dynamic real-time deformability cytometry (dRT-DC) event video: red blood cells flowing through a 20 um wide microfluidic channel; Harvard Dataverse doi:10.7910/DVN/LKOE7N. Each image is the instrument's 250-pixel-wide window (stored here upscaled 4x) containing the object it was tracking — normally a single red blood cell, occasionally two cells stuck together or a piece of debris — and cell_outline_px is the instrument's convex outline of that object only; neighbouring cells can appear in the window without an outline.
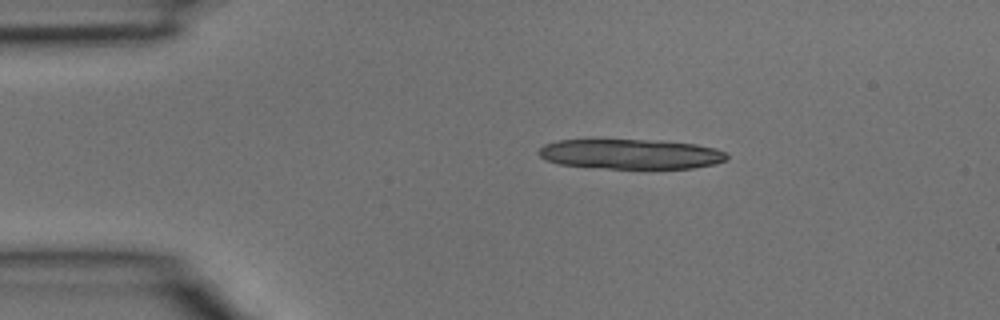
{"species": "common noctule bat (a hibernating species)", "species_latin": "Nyctalus noctula", "temperature_condition": "room temperature", "stored_images_in_passage": 9, "camera_frame_rate_fps": 3000, "um_per_image_px": 0.085, "animal": {"sex": "male", "body_mass_g": 15.6}, "frame": {"image": 1, "passage_image": 1, "time_ms": 0.0, "image_size_px": [1000, 320], "cell_outline_px": [[728, 160], [712, 164], [692, 168], [608, 168], [560, 164], [548, 160], [540, 156], [536, 152], [544, 144], [560, 140], [660, 140], [696, 144], [716, 148], [728, 152]], "centroid_in_image_um": [53.66, 13.08], "position_along_channel_um": 31.3, "area_um2": 32.71}}